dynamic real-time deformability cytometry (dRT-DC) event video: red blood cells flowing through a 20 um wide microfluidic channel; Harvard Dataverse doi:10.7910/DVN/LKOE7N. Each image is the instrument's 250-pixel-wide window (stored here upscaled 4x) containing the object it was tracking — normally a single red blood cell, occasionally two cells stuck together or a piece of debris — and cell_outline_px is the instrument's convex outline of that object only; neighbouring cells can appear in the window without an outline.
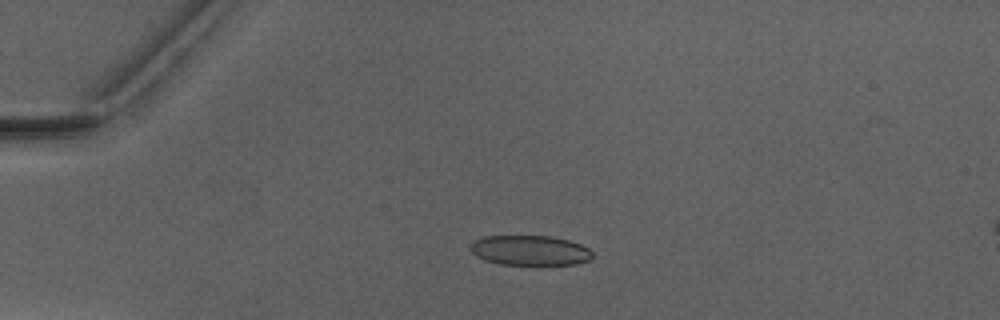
{"species": "Egyptian fruit bat (a non-hibernating species)", "species_latin": "Rousettus aegyptiacus", "temperature_condition": "warm", "stored_images_in_passage": 3, "camera_frame_rate_fps": 3000, "um_per_image_px": 0.085, "animal": {"sex": "male"}, "frame": {"image": 1, "passage_image": 2, "time_ms": 1.333, "image_size_px": [1000, 320], "cell_outline_px": [[592, 256], [588, 260], [576, 264], [500, 264], [484, 260], [476, 256], [472, 252], [472, 244], [476, 240], [484, 236], [552, 236], [568, 240], [580, 244], [588, 248], [592, 252]], "centroid_in_image_um": [45.05, 21.28], "position_along_channel_um": 39.9, "area_um2": 21.04}}